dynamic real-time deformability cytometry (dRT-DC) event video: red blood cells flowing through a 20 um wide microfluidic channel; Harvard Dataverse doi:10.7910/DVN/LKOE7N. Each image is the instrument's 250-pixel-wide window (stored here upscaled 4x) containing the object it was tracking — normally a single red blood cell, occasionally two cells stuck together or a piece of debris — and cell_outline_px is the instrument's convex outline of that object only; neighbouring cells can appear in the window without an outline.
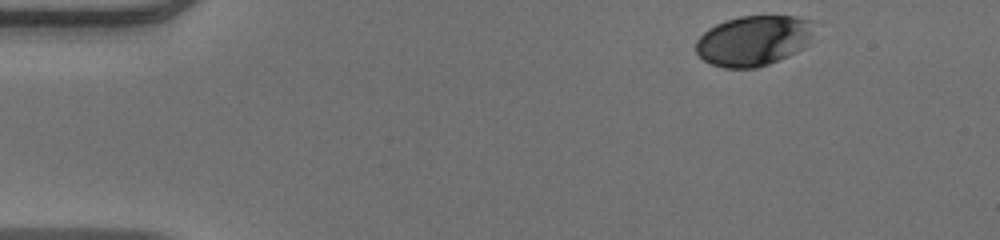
{"species": "human", "species_latin": "Homo sapiens", "temperature_condition": "warm", "stored_images_in_passage": 47, "camera_frame_rate_fps": 3000, "um_per_image_px": 0.085, "donor": {"sex": "male"}, "frame": {"image": 1, "passage_image": 1, "time_ms": 0.0, "image_size_px": [1000, 240], "cell_outline_px": [[812, 44], [788, 56], [768, 64], [756, 68], [724, 68], [712, 64], [704, 60], [696, 52], [696, 40], [708, 28], [716, 24], [740, 16], [796, 16], [812, 20]], "centroid_in_image_um": [64.08, 3.45], "position_along_channel_um": 20.9, "area_um2": 34.85}}
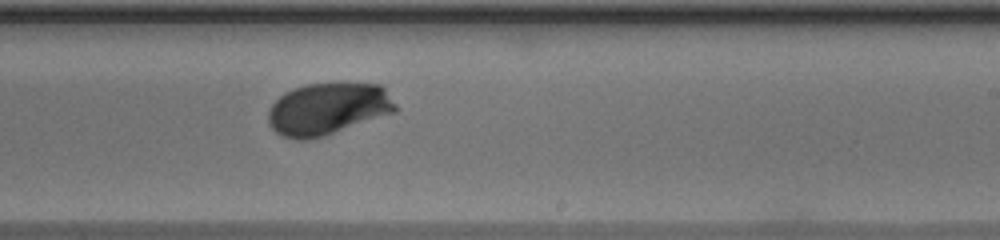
{"frame": {"image": 2, "passage_image": 27, "time_ms": 8.667, "image_size_px": [1000, 240], "cell_outline_px": [[400, 108], [396, 112], [324, 136], [308, 140], [296, 140], [280, 136], [268, 124], [268, 112], [272, 104], [284, 92], [308, 84], [336, 80], [340, 80], [380, 84], [384, 88]], "centroid_in_image_um": [27.9, 9.22], "position_along_channel_um": 261.1, "area_um2": 39.71}}
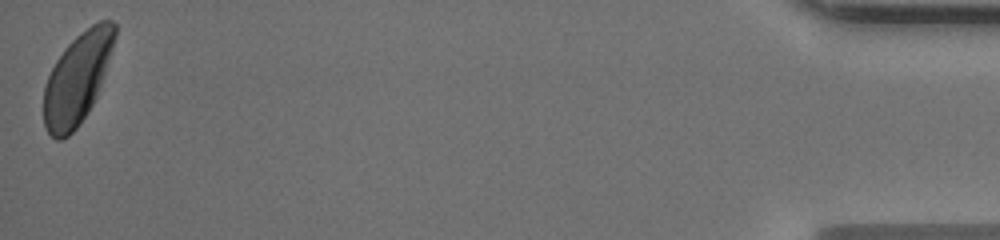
{"frame": {"image": 3, "passage_image": 47, "time_ms": 15.333, "image_size_px": [1000, 240], "cell_outline_px": [[116, 36], [104, 76], [96, 96], [88, 112], [76, 128], [68, 136], [60, 140], [56, 140], [48, 132], [44, 124], [44, 88], [48, 76], [56, 60], [64, 48], [76, 36], [92, 24], [100, 20], [112, 20], [116, 24]], "centroid_in_image_um": [6.57, 6.66], "position_along_channel_um": 428.6, "area_um2": 37.28}, "authors_computed_cell_mechanics": {"area_um2": 37.3388, "velocity_mm_per_s": 3.9027, "shape_relaxation_time_tau1_ms": 2.4985, "shape_relaxation_time_tau2_ms": null, "deformation_change_tau1": 0.1387, "deformation_change_tau2": null}}